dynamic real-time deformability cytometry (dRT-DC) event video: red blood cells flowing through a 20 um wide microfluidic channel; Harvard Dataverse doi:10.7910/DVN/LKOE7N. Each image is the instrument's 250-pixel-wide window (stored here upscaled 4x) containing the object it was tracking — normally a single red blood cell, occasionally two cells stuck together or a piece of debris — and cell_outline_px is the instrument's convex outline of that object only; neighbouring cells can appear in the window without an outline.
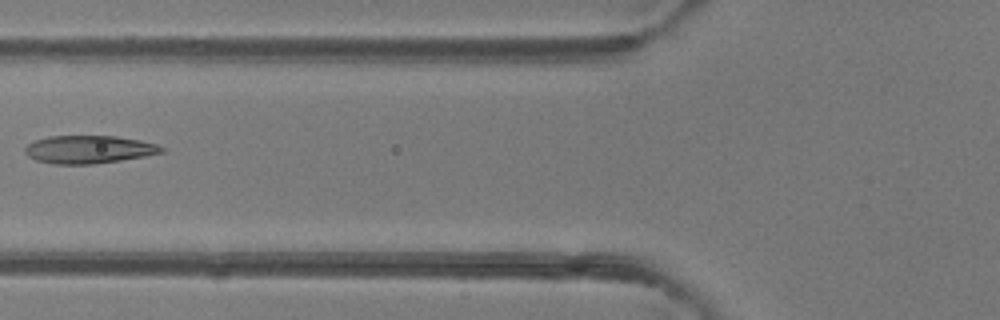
{"species": "common noctule bat (a hibernating species)", "species_latin": "Nyctalus noctula", "temperature_condition": "room temperature", "stored_images_in_passage": 6, "camera_frame_rate_fps": 3000, "um_per_image_px": 0.085, "animal": {"sex": "female"}, "frame": {"image": 1, "passage_image": 6, "time_ms": 5.667, "image_size_px": [1000, 320], "cell_outline_px": [[168, 148], [164, 152], [144, 156], [120, 160], [92, 164], [52, 164], [36, 160], [28, 156], [24, 152], [24, 148], [28, 144], [36, 140], [48, 136], [116, 136], [140, 140], [156, 144]], "centroid_in_image_um": [7.56, 12.7], "position_along_channel_um": 118.2, "area_um2": 22.25}}